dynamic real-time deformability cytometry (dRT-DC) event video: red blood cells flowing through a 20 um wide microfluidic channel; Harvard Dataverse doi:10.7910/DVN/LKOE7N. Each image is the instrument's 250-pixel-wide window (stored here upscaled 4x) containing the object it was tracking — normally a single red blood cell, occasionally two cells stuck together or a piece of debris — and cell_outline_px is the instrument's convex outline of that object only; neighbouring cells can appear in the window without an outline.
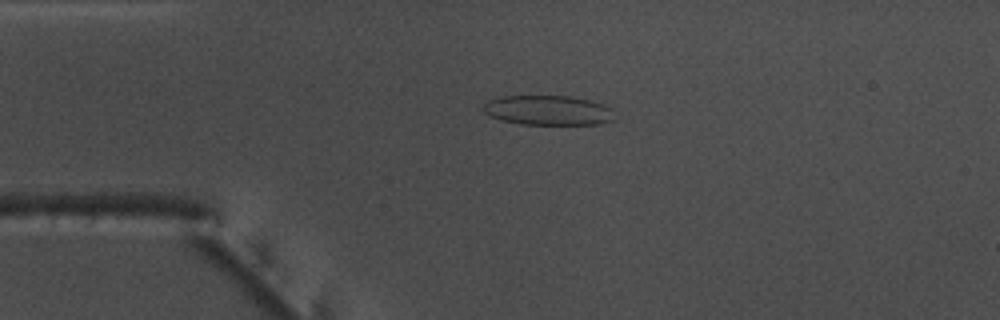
{"species": "common noctule bat (a hibernating species)", "species_latin": "Nyctalus noctula", "temperature_condition": "warm", "stored_images_in_passage": 52, "camera_frame_rate_fps": 3000, "um_per_image_px": 0.085, "animal": {"sex": "male", "body_mass_g": 17.5, "forearm_length_mm": 52.3}, "frame": {"image": 1, "passage_image": 11, "time_ms": 3.333, "image_size_px": [1000, 320], "cell_outline_px": [[616, 120], [600, 124], [520, 124], [500, 120], [488, 116], [484, 112], [484, 104], [488, 100], [500, 96], [572, 96], [604, 104], [612, 108]], "centroid_in_image_um": [46.6, 9.38], "position_along_channel_um": 38.4, "area_um2": 23.0}}
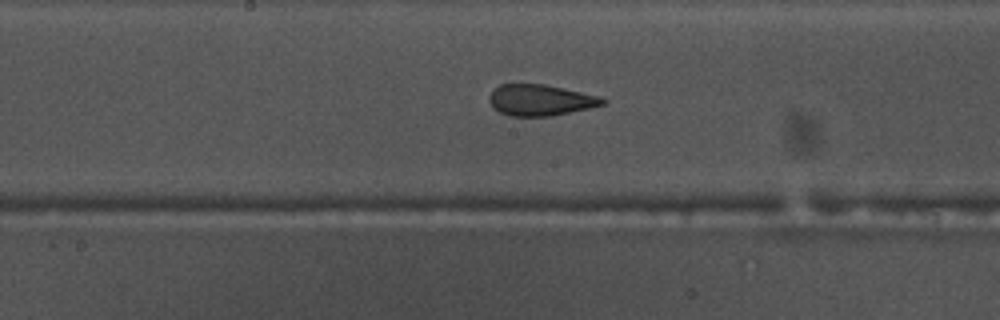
{"frame": {"image": 2, "passage_image": 26, "time_ms": 8.333, "image_size_px": [1000, 320], "cell_outline_px": [[608, 100], [604, 104], [588, 108], [552, 116], [512, 116], [500, 112], [488, 100], [488, 96], [500, 84], [544, 84], [600, 96]], "centroid_in_image_um": [45.95, 8.5], "position_along_channel_um": 202.2, "area_um2": 20.35}}
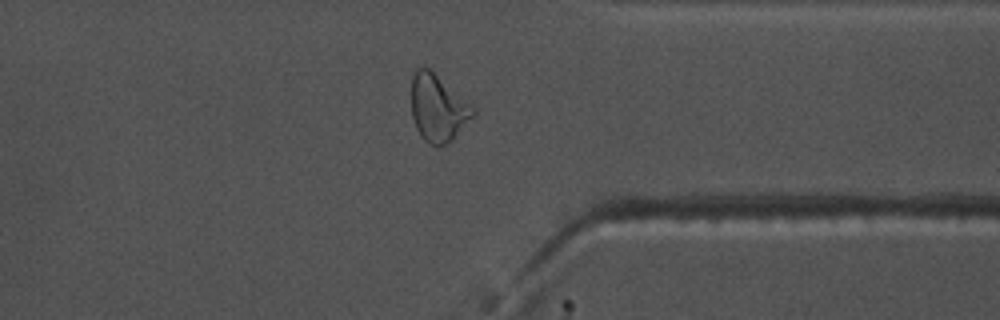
{"frame": {"image": 3, "passage_image": 40, "time_ms": 13.0, "image_size_px": [1000, 320], "cell_outline_px": [[476, 112], [452, 140], [436, 148], [428, 144], [420, 136], [416, 128], [412, 116], [412, 76], [416, 68], [428, 68], [472, 104], [476, 108]], "centroid_in_image_um": [37.22, 9.21], "position_along_channel_um": 374.2, "area_um2": 23.99}, "authors_computed_cell_mechanics": {"area_um2": 22.5131, "velocity_mm_per_s": 3.8044, "shape_relaxation_time_tau1_ms": null, "shape_relaxation_time_tau2_ms": 1.352, "deformation_change_tau1": null, "deformation_change_tau2": 0.083}}